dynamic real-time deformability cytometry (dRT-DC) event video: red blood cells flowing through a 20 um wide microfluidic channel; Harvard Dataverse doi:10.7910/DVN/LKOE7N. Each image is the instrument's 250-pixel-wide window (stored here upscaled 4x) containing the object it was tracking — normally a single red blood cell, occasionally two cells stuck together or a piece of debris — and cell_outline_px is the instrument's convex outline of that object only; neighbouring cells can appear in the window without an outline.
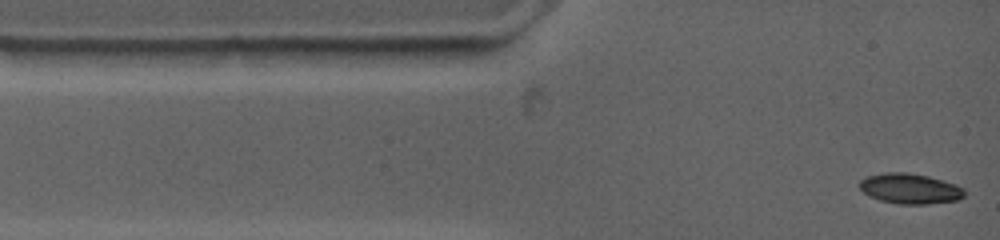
{"species": "common noctule bat (a hibernating species)", "species_latin": "Nyctalus noctula", "temperature_condition": "warm", "stored_images_in_passage": 30, "camera_frame_rate_fps": 4500, "um_per_image_px": 0.085, "animal": {"sex": "female", "body_mass_g": 19.0, "forearm_length_mm": 53.3}, "frame": {"image": 1, "passage_image": 1, "time_ms": 0.0, "image_size_px": [1000, 240], "cell_outline_px": [[964, 196], [956, 200], [928, 204], [896, 204], [880, 200], [868, 196], [860, 188], [860, 180], [868, 176], [888, 172], [904, 172], [928, 176], [964, 188]], "centroid_in_image_um": [77.32, 16.04], "position_along_channel_um": 7.7, "area_um2": 18.26}}
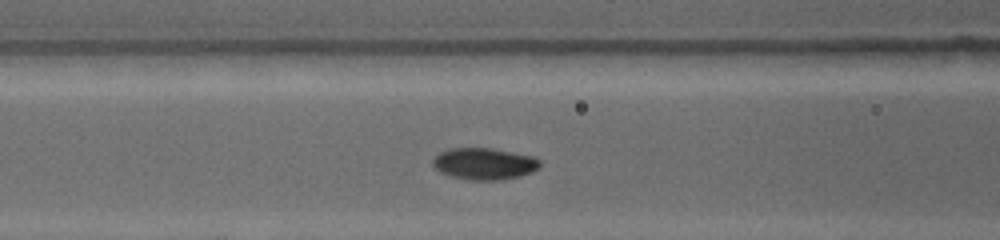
{"frame": {"image": 2, "passage_image": 16, "time_ms": 4.222, "image_size_px": [1000, 240], "cell_outline_px": [[540, 168], [532, 172], [520, 176], [500, 180], [468, 180], [452, 176], [440, 172], [432, 164], [432, 160], [440, 152], [448, 148], [488, 148], [532, 156], [540, 160]], "centroid_in_image_um": [41.16, 13.92], "position_along_channel_um": 125.4, "area_um2": 19.71}}
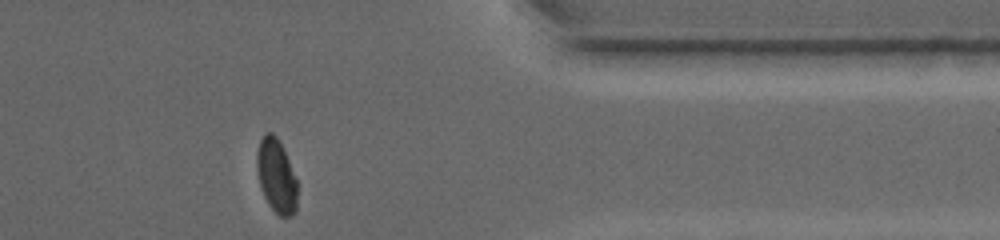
{"frame": {"image": 3, "passage_image": 30, "time_ms": 11.778, "image_size_px": [1000, 240], "cell_outline_px": [[296, 212], [292, 216], [280, 216], [268, 204], [264, 196], [260, 184], [256, 168], [256, 152], [260, 140], [264, 132], [272, 132], [276, 136], [284, 148], [296, 180]], "centroid_in_image_um": [23.47, 14.92], "position_along_channel_um": 387.9, "area_um2": 17.4}, "authors_computed_cell_mechanics": {"area_um2": 19.2474, "velocity_mm_per_s": 3.7332, "shape_relaxation_time_tau1_ms": 4.5968, "shape_relaxation_time_tau2_ms": null, "deformation_change_tau1": 0.1836, "deformation_change_tau2": null}}